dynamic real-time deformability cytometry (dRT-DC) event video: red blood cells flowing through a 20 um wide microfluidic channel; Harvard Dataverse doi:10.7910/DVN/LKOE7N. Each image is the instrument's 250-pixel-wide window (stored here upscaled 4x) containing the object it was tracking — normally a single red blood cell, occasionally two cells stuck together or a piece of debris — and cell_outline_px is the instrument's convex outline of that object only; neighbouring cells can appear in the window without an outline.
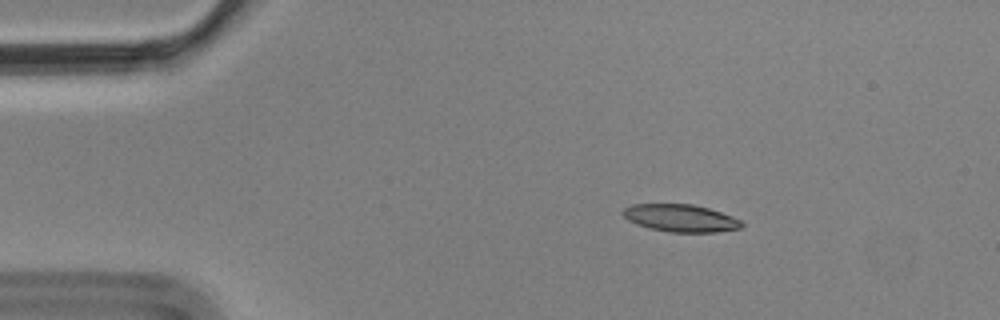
{"species": "Egyptian fruit bat (a non-hibernating species)", "species_latin": "Rousettus aegyptiacus", "temperature_condition": "cold", "stored_images_in_passage": 3, "camera_frame_rate_fps": 3000, "um_per_image_px": 0.085, "animal": {"sex": "male"}, "frame": {"image": 1, "passage_image": 2, "time_ms": 0.333, "image_size_px": [1000, 320], "cell_outline_px": [[744, 224], [740, 228], [716, 232], [668, 232], [648, 228], [636, 224], [628, 220], [620, 212], [624, 208], [632, 204], [692, 204], [708, 208], [732, 216], [740, 220]], "centroid_in_image_um": [57.82, 18.54], "position_along_channel_um": 27.2, "area_um2": 19.02}}